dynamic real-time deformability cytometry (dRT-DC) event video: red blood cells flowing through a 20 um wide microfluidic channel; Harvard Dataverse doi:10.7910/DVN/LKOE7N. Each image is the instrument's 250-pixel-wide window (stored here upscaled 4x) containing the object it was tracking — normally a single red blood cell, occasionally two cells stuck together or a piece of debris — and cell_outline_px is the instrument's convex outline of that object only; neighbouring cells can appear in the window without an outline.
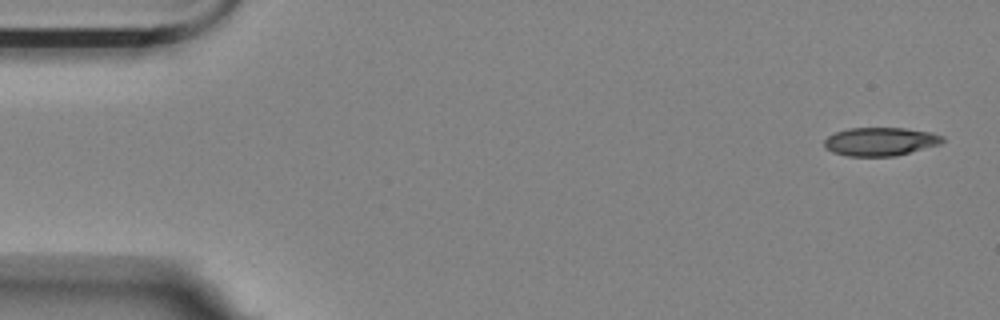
{"species": "Egyptian fruit bat (a non-hibernating species)", "species_latin": "Rousettus aegyptiacus", "temperature_condition": "room temperature", "stored_images_in_passage": 4, "camera_frame_rate_fps": 3000, "um_per_image_px": 0.085, "animal": {"sex": "female"}, "frame": {"image": 1, "passage_image": 1, "time_ms": 0.0, "image_size_px": [1000, 320], "cell_outline_px": [[944, 140], [940, 144], [896, 156], [848, 156], [832, 152], [824, 148], [824, 140], [828, 136], [836, 132], [848, 128], [904, 128], [932, 132], [944, 136]], "centroid_in_image_um": [74.82, 12.03], "position_along_channel_um": 10.2, "area_um2": 19.65}}